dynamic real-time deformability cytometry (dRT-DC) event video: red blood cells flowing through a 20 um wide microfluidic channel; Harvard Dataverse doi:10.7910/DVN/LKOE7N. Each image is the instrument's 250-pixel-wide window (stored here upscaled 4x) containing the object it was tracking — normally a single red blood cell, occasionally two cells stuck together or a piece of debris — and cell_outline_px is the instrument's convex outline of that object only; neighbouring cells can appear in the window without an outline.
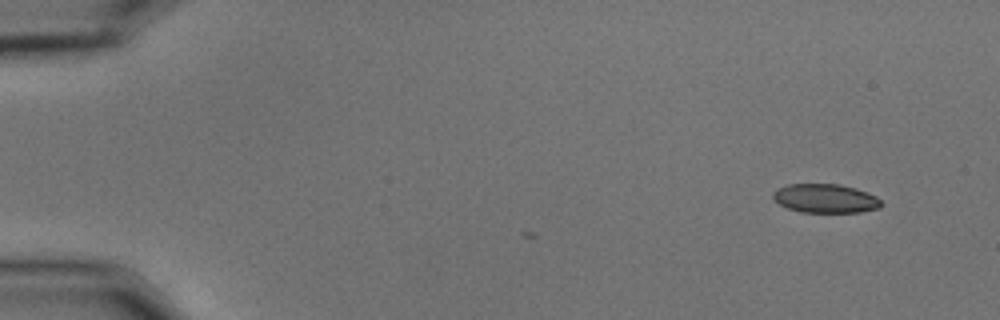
{"species": "common noctule bat (a hibernating species)", "species_latin": "Nyctalus noctula", "temperature_condition": "cold", "stored_images_in_passage": 6, "camera_frame_rate_fps": 3000, "um_per_image_px": 0.085, "animal": {"sex": "male", "body_mass_g": 15.6}, "frame": {"image": 1, "passage_image": 1, "time_ms": 0.0, "image_size_px": [1000, 320], "cell_outline_px": [[884, 204], [880, 208], [860, 212], [800, 212], [788, 208], [780, 204], [772, 196], [772, 192], [776, 188], [788, 184], [840, 184], [856, 188], [868, 192], [876, 196]], "centroid_in_image_um": [70.18, 16.86], "position_along_channel_um": 14.8, "area_um2": 18.38}}